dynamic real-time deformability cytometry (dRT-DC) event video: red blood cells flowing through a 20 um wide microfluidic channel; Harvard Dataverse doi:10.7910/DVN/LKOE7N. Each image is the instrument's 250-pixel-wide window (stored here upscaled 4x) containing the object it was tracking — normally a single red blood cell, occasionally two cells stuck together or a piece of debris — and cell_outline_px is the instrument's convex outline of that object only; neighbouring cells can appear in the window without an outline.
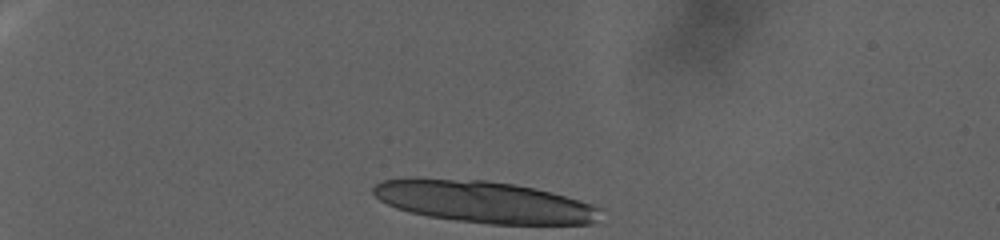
{"species": "human", "species_latin": "Homo sapiens", "temperature_condition": "warm", "stored_images_in_passage": 17, "camera_frame_rate_fps": 3000, "um_per_image_px": 0.085, "donor": {"sex": "female"}, "frame": {"image": 1, "passage_image": 1, "time_ms": 0.0, "image_size_px": [1000, 240], "cell_outline_px": [[600, 208], [596, 220], [592, 224], [488, 224], [456, 220], [428, 216], [408, 212], [396, 208], [380, 200], [372, 192], [372, 188], [380, 180], [404, 176], [416, 176], [484, 180], [516, 184], [552, 192], [580, 200], [592, 204]], "centroid_in_image_um": [41.04, 17.12], "position_along_channel_um": 44.0, "area_um2": 56.12}}